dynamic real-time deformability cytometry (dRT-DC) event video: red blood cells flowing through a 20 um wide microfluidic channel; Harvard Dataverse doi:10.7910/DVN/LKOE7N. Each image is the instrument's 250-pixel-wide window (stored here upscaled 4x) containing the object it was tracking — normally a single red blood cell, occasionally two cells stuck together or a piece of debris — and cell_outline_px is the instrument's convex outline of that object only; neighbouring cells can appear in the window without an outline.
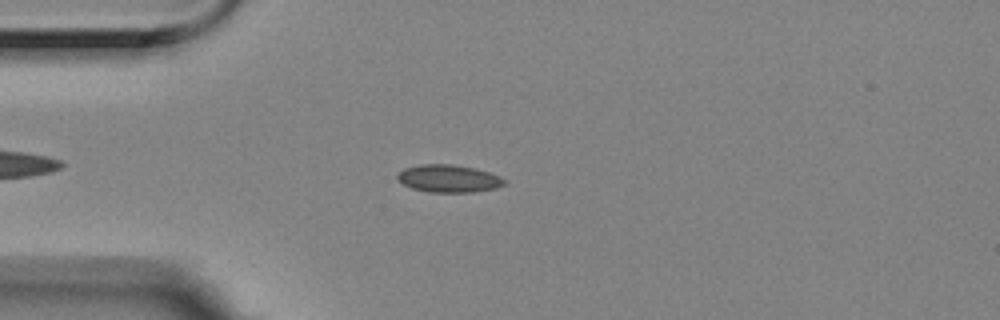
{"species": "Egyptian fruit bat (a non-hibernating species)", "species_latin": "Rousettus aegyptiacus", "temperature_condition": "room temperature", "stored_images_in_passage": 48, "camera_frame_rate_fps": 3000, "um_per_image_px": 0.085, "animal": {"sex": "female"}, "frame": {"image": 1, "passage_image": 10, "time_ms": 3.0, "image_size_px": [1000, 320], "cell_outline_px": [[508, 180], [504, 184], [496, 188], [472, 192], [428, 192], [412, 188], [404, 184], [396, 176], [396, 172], [404, 168], [420, 164], [448, 164], [472, 168], [488, 172], [500, 176]], "centroid_in_image_um": [38.12, 15.18], "position_along_channel_um": 46.9, "area_um2": 17.11}}
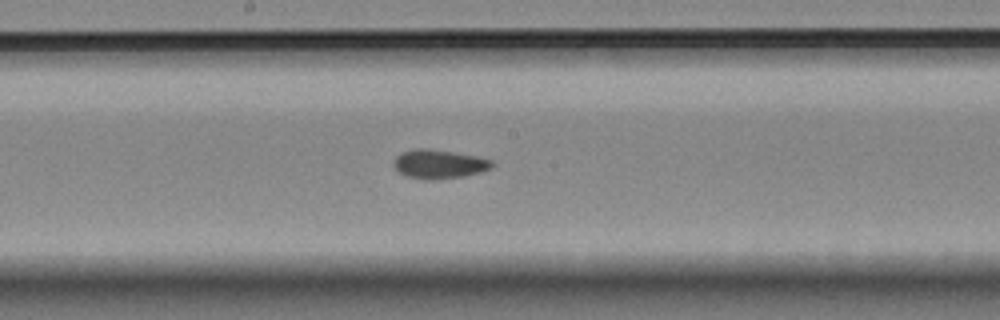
{"frame": {"image": 2, "passage_image": 25, "time_ms": 8.0, "image_size_px": [1000, 320], "cell_outline_px": [[496, 164], [492, 168], [480, 172], [464, 176], [436, 180], [424, 180], [408, 176], [400, 172], [392, 164], [392, 160], [400, 152], [416, 148], [424, 148], [480, 156], [492, 160]], "centroid_in_image_um": [37.33, 13.94], "position_along_channel_um": 210.9, "area_um2": 16.82}}
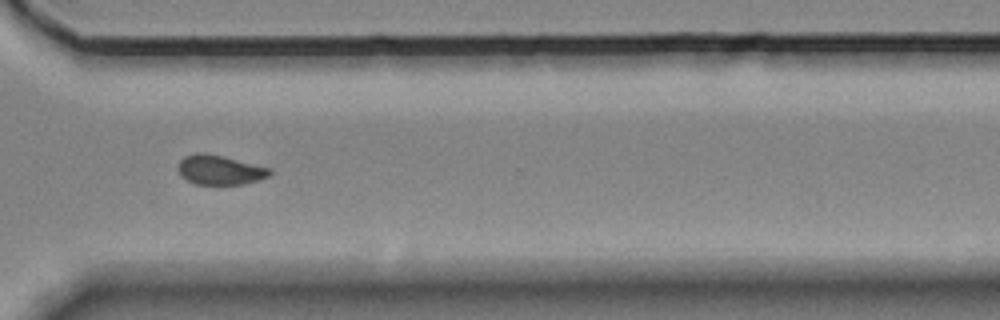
{"frame": {"image": 3, "passage_image": 37, "time_ms": 12.0, "image_size_px": [1000, 320], "cell_outline_px": [[272, 172], [268, 176], [260, 180], [244, 184], [196, 184], [180, 176], [180, 160], [184, 156], [196, 152], [204, 152], [224, 156], [272, 168]], "centroid_in_image_um": [18.73, 14.43], "position_along_channel_um": 351.9, "area_um2": 15.84}, "authors_computed_cell_mechanics": {"area_um2": 16.2418, "velocity_mm_per_s": 3.5271, "shape_relaxation_time_tau1_ms": null, "shape_relaxation_time_tau2_ms": 1.1848, "deformation_change_tau1": null, "deformation_change_tau2": 0.0504}}